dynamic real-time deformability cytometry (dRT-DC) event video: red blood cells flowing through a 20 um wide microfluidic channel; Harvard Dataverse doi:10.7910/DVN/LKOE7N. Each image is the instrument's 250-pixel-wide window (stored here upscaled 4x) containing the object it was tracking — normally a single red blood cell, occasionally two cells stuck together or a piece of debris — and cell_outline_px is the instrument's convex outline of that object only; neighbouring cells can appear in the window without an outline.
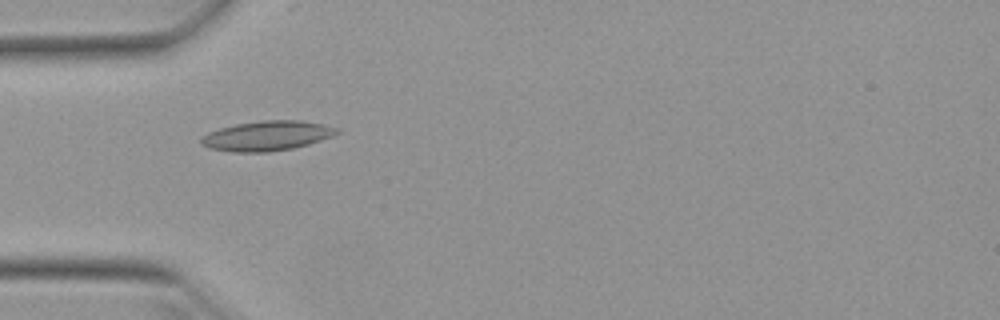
{"species": "Egyptian fruit bat (a non-hibernating species)", "species_latin": "Rousettus aegyptiacus", "temperature_condition": "warm", "stored_images_in_passage": 32, "camera_frame_rate_fps": 3000, "um_per_image_px": 0.085, "animal": {"sex": "female"}, "frame": {"image": 1, "passage_image": 1, "time_ms": 0.0, "image_size_px": [1000, 320], "cell_outline_px": [[340, 132], [332, 136], [308, 144], [292, 148], [268, 152], [232, 152], [208, 148], [200, 144], [200, 136], [208, 132], [220, 128], [236, 124], [260, 120], [300, 120], [324, 124], [340, 128]], "centroid_in_image_um": [22.67, 11.54], "position_along_channel_um": 62.3, "area_um2": 23.76}}
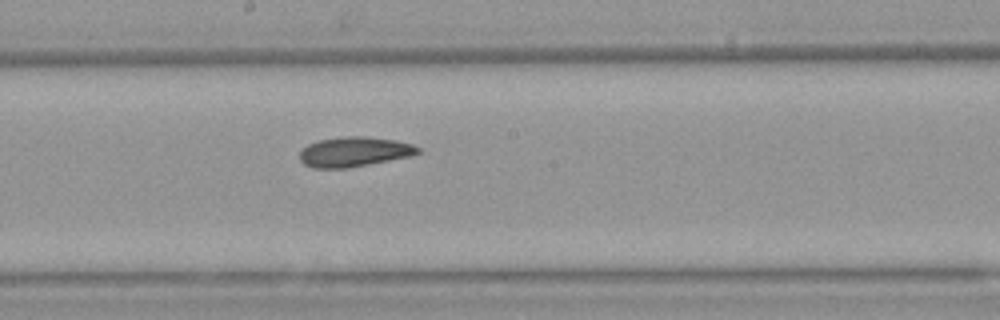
{"frame": {"image": 2, "passage_image": 13, "time_ms": 4.0, "image_size_px": [1000, 320], "cell_outline_px": [[420, 152], [412, 156], [348, 168], [312, 168], [304, 164], [300, 160], [300, 152], [308, 144], [316, 140], [348, 136], [364, 136], [396, 140], [412, 144], [420, 148]], "centroid_in_image_um": [30.11, 12.9], "position_along_channel_um": 218.1, "area_um2": 20.63}}
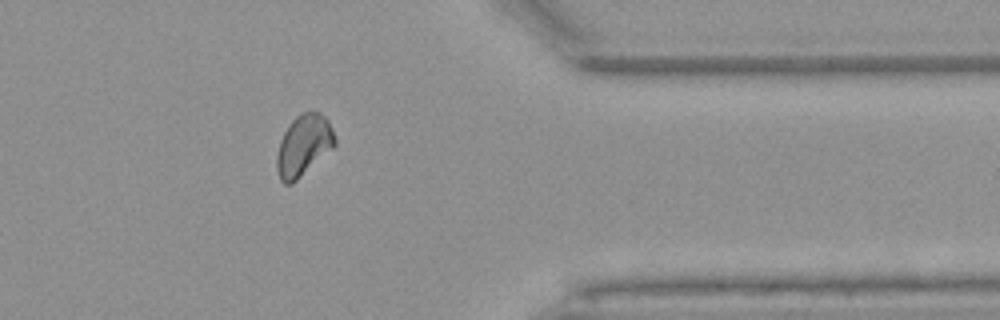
{"frame": {"image": 3, "passage_image": 27, "time_ms": 8.667, "image_size_px": [1000, 320], "cell_outline_px": [[336, 144], [332, 148], [292, 184], [284, 184], [280, 180], [276, 168], [276, 156], [280, 140], [288, 124], [300, 112], [320, 112], [328, 120], [332, 128], [336, 140]], "centroid_in_image_um": [25.78, 12.35], "position_along_channel_um": 385.6, "area_um2": 20.63}}